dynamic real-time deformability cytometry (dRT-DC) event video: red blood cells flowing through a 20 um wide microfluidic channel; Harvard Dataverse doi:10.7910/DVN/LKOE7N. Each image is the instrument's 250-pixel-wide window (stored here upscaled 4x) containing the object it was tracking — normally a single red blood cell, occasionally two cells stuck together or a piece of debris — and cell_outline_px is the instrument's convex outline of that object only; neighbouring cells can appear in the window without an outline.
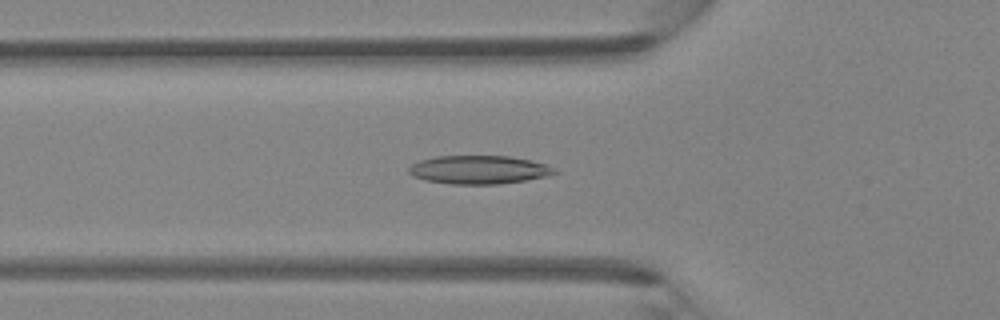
{"species": "Egyptian fruit bat (a non-hibernating species)", "species_latin": "Rousettus aegyptiacus", "temperature_condition": "room temperature", "stored_images_in_passage": 45, "camera_frame_rate_fps": 3000, "um_per_image_px": 0.085, "animal": {"sex": "female"}, "frame": {"image": 1, "passage_image": 16, "time_ms": 5.0, "image_size_px": [1000, 320], "cell_outline_px": [[560, 172], [544, 176], [524, 180], [500, 184], [452, 184], [428, 180], [412, 176], [408, 172], [408, 168], [412, 164], [420, 160], [436, 156], [508, 156], [532, 160], [556, 168]], "centroid_in_image_um": [40.71, 14.42], "position_along_channel_um": 85.1, "area_um2": 24.04}}
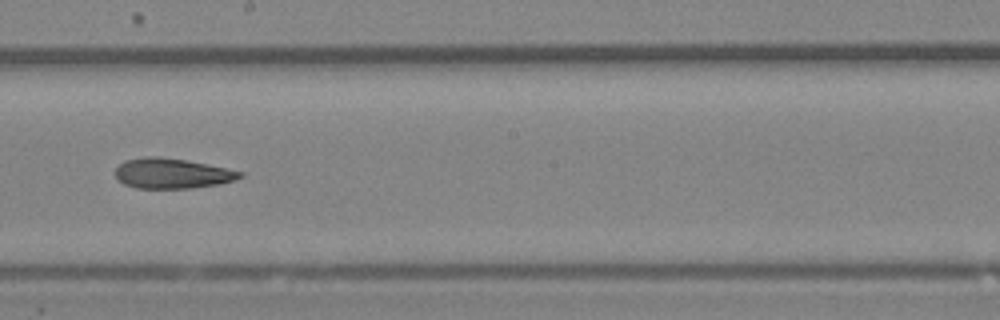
{"frame": {"image": 2, "passage_image": 26, "time_ms": 8.333, "image_size_px": [1000, 320], "cell_outline_px": [[244, 176], [236, 180], [220, 184], [188, 188], [136, 188], [124, 184], [116, 176], [116, 168], [124, 160], [144, 156], [156, 156], [184, 160], [244, 172]], "centroid_in_image_um": [14.62, 14.74], "position_along_channel_um": 233.6, "area_um2": 21.73}}
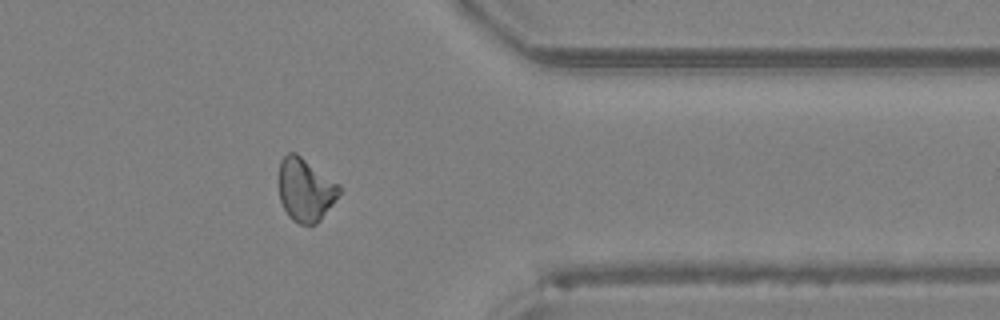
{"frame": {"image": 3, "passage_image": 37, "time_ms": 12.0, "image_size_px": [1000, 320], "cell_outline_px": [[344, 188], [320, 220], [316, 224], [300, 224], [292, 220], [288, 216], [280, 200], [280, 160], [288, 152], [296, 152], [340, 184]], "centroid_in_image_um": [25.99, 16.12], "position_along_channel_um": 385.4, "area_um2": 22.25}}